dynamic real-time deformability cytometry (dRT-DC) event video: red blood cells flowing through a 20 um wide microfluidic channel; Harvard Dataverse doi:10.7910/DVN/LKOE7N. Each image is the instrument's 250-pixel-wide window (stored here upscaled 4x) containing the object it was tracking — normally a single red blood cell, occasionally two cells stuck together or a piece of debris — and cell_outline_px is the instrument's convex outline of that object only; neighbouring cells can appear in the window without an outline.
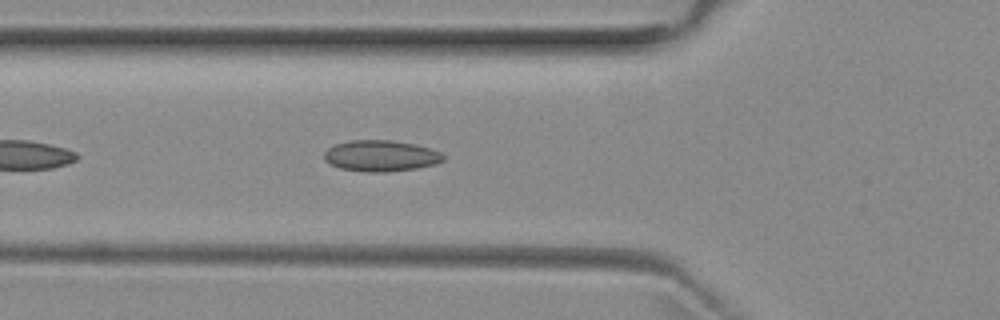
{"species": "common noctule bat (a hibernating species)", "species_latin": "Nyctalus noctula", "temperature_condition": "room temperature", "stored_images_in_passage": 39, "camera_frame_rate_fps": 3000, "um_per_image_px": 0.085, "animal": {"sex": "female", "body_mass_g": 29.2, "forearm_length_mm": 56.3}, "frame": {"image": 1, "passage_image": 7, "time_ms": 2.0, "image_size_px": [1000, 320], "cell_outline_px": [[444, 160], [436, 164], [416, 168], [388, 172], [364, 172], [340, 168], [324, 160], [324, 152], [328, 148], [336, 144], [352, 140], [392, 140], [416, 144], [440, 152], [444, 156]], "centroid_in_image_um": [32.37, 13.25], "position_along_channel_um": 93.4, "area_um2": 21.62}}
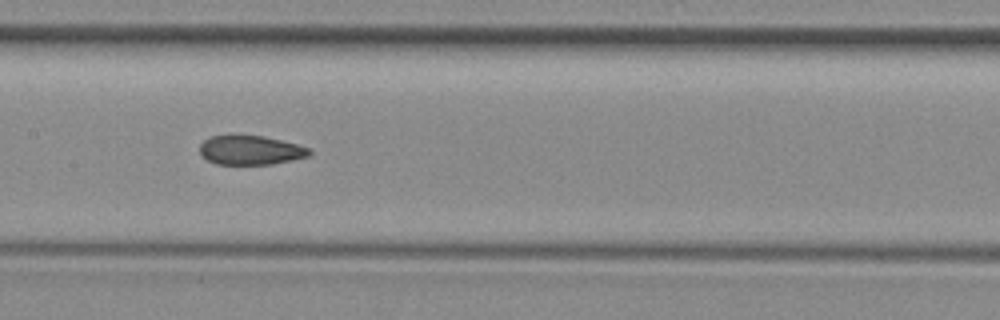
{"frame": {"image": 2, "passage_image": 14, "time_ms": 4.333, "image_size_px": [1000, 320], "cell_outline_px": [[312, 152], [308, 156], [292, 160], [272, 164], [216, 164], [208, 160], [200, 152], [200, 144], [204, 140], [212, 136], [264, 136], [296, 144], [308, 148]], "centroid_in_image_um": [21.3, 12.77], "position_along_channel_um": 186.1, "area_um2": 18.32}}
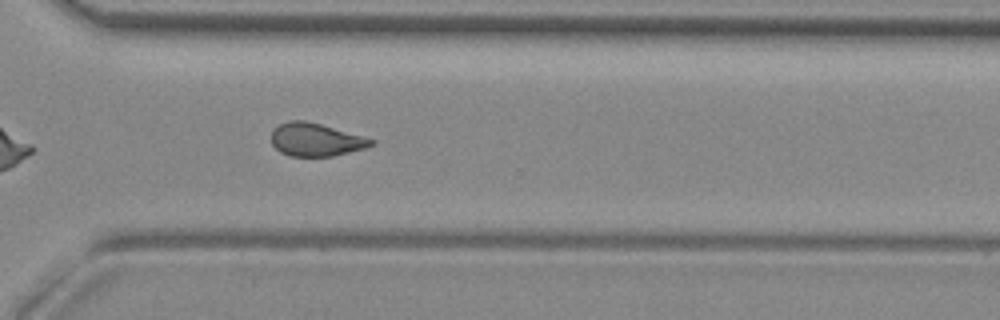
{"frame": {"image": 3, "passage_image": 26, "time_ms": 8.333, "image_size_px": [1000, 320], "cell_outline_px": [[376, 144], [368, 148], [332, 156], [288, 156], [280, 152], [272, 144], [272, 132], [280, 124], [288, 120], [304, 120], [320, 124], [376, 140]], "centroid_in_image_um": [26.87, 11.88], "position_along_channel_um": 343.7, "area_um2": 19.19}, "authors_computed_cell_mechanics": {"area_um2": 19.652, "velocity_mm_per_s": 3.9429, "shape_relaxation_time_tau1_ms": null, "shape_relaxation_time_tau2_ms": 2.2447, "deformation_change_tau1": null, "deformation_change_tau2": 0.0849}}